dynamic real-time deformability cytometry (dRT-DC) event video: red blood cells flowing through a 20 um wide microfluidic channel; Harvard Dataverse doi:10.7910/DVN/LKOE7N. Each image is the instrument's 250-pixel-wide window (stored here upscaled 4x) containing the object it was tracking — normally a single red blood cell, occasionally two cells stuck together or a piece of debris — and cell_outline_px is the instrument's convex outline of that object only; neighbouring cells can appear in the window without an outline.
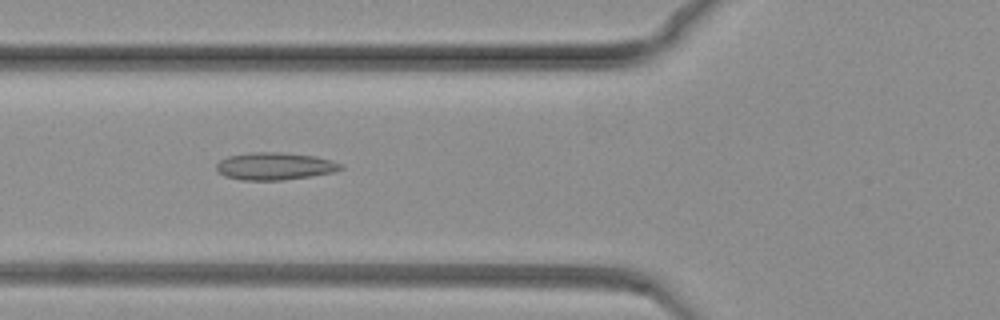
{"species": "common noctule bat (a hibernating species)", "species_latin": "Nyctalus noctula", "temperature_condition": "warm", "stored_images_in_passage": 67, "camera_frame_rate_fps": 3000, "um_per_image_px": 0.085, "animal": {"sex": "female", "body_mass_g": 19.3, "forearm_length_mm": 54.1}, "frame": {"image": 1, "passage_image": 23, "time_ms": 7.333, "image_size_px": [1000, 320], "cell_outline_px": [[344, 168], [336, 172], [312, 176], [284, 180], [240, 180], [224, 176], [216, 168], [216, 164], [220, 160], [228, 156], [252, 152], [280, 152], [316, 156], [332, 160], [340, 164]], "centroid_in_image_um": [23.38, 14.13], "position_along_channel_um": 102.4, "area_um2": 20.0}}
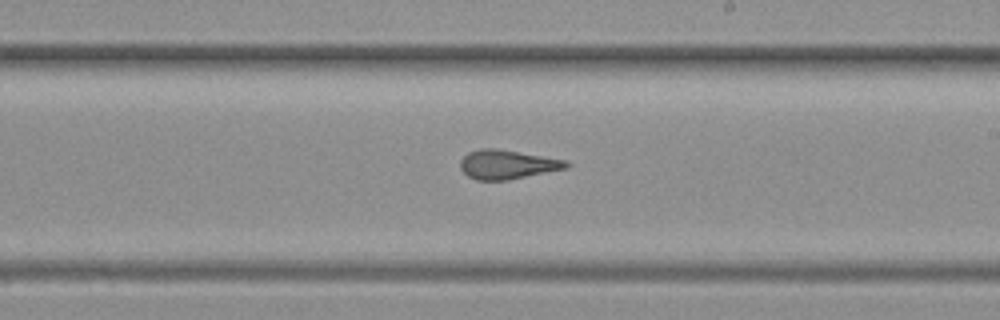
{"frame": {"image": 2, "passage_image": 40, "time_ms": 13.0, "image_size_px": [1000, 320], "cell_outline_px": [[572, 164], [568, 168], [508, 180], [476, 180], [468, 176], [460, 168], [460, 160], [468, 152], [480, 148], [496, 148], [568, 160]], "centroid_in_image_um": [43.14, 13.97], "position_along_channel_um": 245.9, "area_um2": 18.15}}
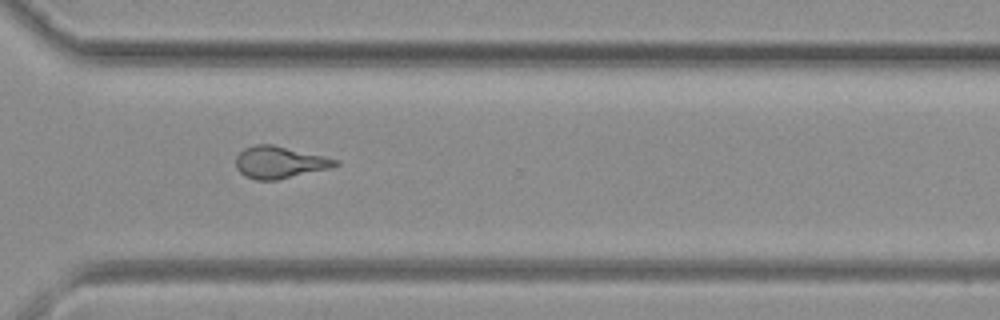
{"frame": {"image": 3, "passage_image": 52, "time_ms": 17.0, "image_size_px": [1000, 320], "cell_outline_px": [[340, 164], [328, 168], [276, 180], [256, 180], [244, 176], [236, 168], [236, 156], [244, 148], [256, 144], [272, 144], [324, 156], [340, 160]], "centroid_in_image_um": [23.73, 13.79], "position_along_channel_um": 346.9, "area_um2": 18.44}}